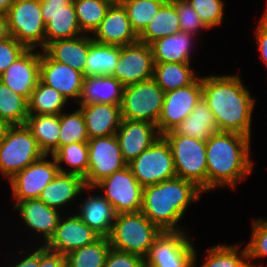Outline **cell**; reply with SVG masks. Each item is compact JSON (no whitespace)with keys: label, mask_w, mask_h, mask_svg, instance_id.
Listing matches in <instances>:
<instances>
[{"label":"cell","mask_w":267,"mask_h":267,"mask_svg":"<svg viewBox=\"0 0 267 267\" xmlns=\"http://www.w3.org/2000/svg\"><path fill=\"white\" fill-rule=\"evenodd\" d=\"M208 29L223 22L224 2L222 0H187Z\"/></svg>","instance_id":"42"},{"label":"cell","mask_w":267,"mask_h":267,"mask_svg":"<svg viewBox=\"0 0 267 267\" xmlns=\"http://www.w3.org/2000/svg\"><path fill=\"white\" fill-rule=\"evenodd\" d=\"M251 239L246 245L249 260L267 257V220H253Z\"/></svg>","instance_id":"43"},{"label":"cell","mask_w":267,"mask_h":267,"mask_svg":"<svg viewBox=\"0 0 267 267\" xmlns=\"http://www.w3.org/2000/svg\"><path fill=\"white\" fill-rule=\"evenodd\" d=\"M15 0H0V12L5 13Z\"/></svg>","instance_id":"53"},{"label":"cell","mask_w":267,"mask_h":267,"mask_svg":"<svg viewBox=\"0 0 267 267\" xmlns=\"http://www.w3.org/2000/svg\"><path fill=\"white\" fill-rule=\"evenodd\" d=\"M88 155V173L84 178L87 187H94L102 179L128 166L115 135L89 139Z\"/></svg>","instance_id":"12"},{"label":"cell","mask_w":267,"mask_h":267,"mask_svg":"<svg viewBox=\"0 0 267 267\" xmlns=\"http://www.w3.org/2000/svg\"><path fill=\"white\" fill-rule=\"evenodd\" d=\"M125 8L132 29L139 35L167 0H118Z\"/></svg>","instance_id":"40"},{"label":"cell","mask_w":267,"mask_h":267,"mask_svg":"<svg viewBox=\"0 0 267 267\" xmlns=\"http://www.w3.org/2000/svg\"><path fill=\"white\" fill-rule=\"evenodd\" d=\"M128 166L143 188L177 177L171 147L163 136Z\"/></svg>","instance_id":"9"},{"label":"cell","mask_w":267,"mask_h":267,"mask_svg":"<svg viewBox=\"0 0 267 267\" xmlns=\"http://www.w3.org/2000/svg\"><path fill=\"white\" fill-rule=\"evenodd\" d=\"M13 207L28 228L41 234L44 241L41 245H45L59 223V210L47 206L39 198L16 202Z\"/></svg>","instance_id":"21"},{"label":"cell","mask_w":267,"mask_h":267,"mask_svg":"<svg viewBox=\"0 0 267 267\" xmlns=\"http://www.w3.org/2000/svg\"><path fill=\"white\" fill-rule=\"evenodd\" d=\"M40 150L30 129L24 125H11L0 143V172L11 179L16 173L40 159Z\"/></svg>","instance_id":"6"},{"label":"cell","mask_w":267,"mask_h":267,"mask_svg":"<svg viewBox=\"0 0 267 267\" xmlns=\"http://www.w3.org/2000/svg\"><path fill=\"white\" fill-rule=\"evenodd\" d=\"M93 35V41L100 44L125 46L138 41V35L131 27L127 12L118 0L110 6Z\"/></svg>","instance_id":"20"},{"label":"cell","mask_w":267,"mask_h":267,"mask_svg":"<svg viewBox=\"0 0 267 267\" xmlns=\"http://www.w3.org/2000/svg\"><path fill=\"white\" fill-rule=\"evenodd\" d=\"M9 32L28 49L45 47V27L40 0H15L5 12Z\"/></svg>","instance_id":"7"},{"label":"cell","mask_w":267,"mask_h":267,"mask_svg":"<svg viewBox=\"0 0 267 267\" xmlns=\"http://www.w3.org/2000/svg\"><path fill=\"white\" fill-rule=\"evenodd\" d=\"M144 259L136 254L110 248L104 267H144Z\"/></svg>","instance_id":"46"},{"label":"cell","mask_w":267,"mask_h":267,"mask_svg":"<svg viewBox=\"0 0 267 267\" xmlns=\"http://www.w3.org/2000/svg\"><path fill=\"white\" fill-rule=\"evenodd\" d=\"M59 134V148L72 143H88L87 128L79 108L71 114H60Z\"/></svg>","instance_id":"41"},{"label":"cell","mask_w":267,"mask_h":267,"mask_svg":"<svg viewBox=\"0 0 267 267\" xmlns=\"http://www.w3.org/2000/svg\"><path fill=\"white\" fill-rule=\"evenodd\" d=\"M17 263V264H16ZM12 264V267H39L40 266V247L32 253L22 258L20 261Z\"/></svg>","instance_id":"50"},{"label":"cell","mask_w":267,"mask_h":267,"mask_svg":"<svg viewBox=\"0 0 267 267\" xmlns=\"http://www.w3.org/2000/svg\"><path fill=\"white\" fill-rule=\"evenodd\" d=\"M172 130L178 135L204 141L218 131L213 112L203 98L196 103L190 114Z\"/></svg>","instance_id":"28"},{"label":"cell","mask_w":267,"mask_h":267,"mask_svg":"<svg viewBox=\"0 0 267 267\" xmlns=\"http://www.w3.org/2000/svg\"><path fill=\"white\" fill-rule=\"evenodd\" d=\"M124 86L113 76L84 77L78 104L106 103L121 105Z\"/></svg>","instance_id":"26"},{"label":"cell","mask_w":267,"mask_h":267,"mask_svg":"<svg viewBox=\"0 0 267 267\" xmlns=\"http://www.w3.org/2000/svg\"><path fill=\"white\" fill-rule=\"evenodd\" d=\"M45 27V46L52 41L71 39L83 35L75 12L73 2L65 10L41 12Z\"/></svg>","instance_id":"29"},{"label":"cell","mask_w":267,"mask_h":267,"mask_svg":"<svg viewBox=\"0 0 267 267\" xmlns=\"http://www.w3.org/2000/svg\"><path fill=\"white\" fill-rule=\"evenodd\" d=\"M120 57V46L92 41L85 63L84 77L112 75Z\"/></svg>","instance_id":"33"},{"label":"cell","mask_w":267,"mask_h":267,"mask_svg":"<svg viewBox=\"0 0 267 267\" xmlns=\"http://www.w3.org/2000/svg\"><path fill=\"white\" fill-rule=\"evenodd\" d=\"M28 115V101L0 81V119L10 125H24Z\"/></svg>","instance_id":"39"},{"label":"cell","mask_w":267,"mask_h":267,"mask_svg":"<svg viewBox=\"0 0 267 267\" xmlns=\"http://www.w3.org/2000/svg\"><path fill=\"white\" fill-rule=\"evenodd\" d=\"M201 192L193 182L179 177L149 185L143 188L141 212L162 231H182L178 222Z\"/></svg>","instance_id":"3"},{"label":"cell","mask_w":267,"mask_h":267,"mask_svg":"<svg viewBox=\"0 0 267 267\" xmlns=\"http://www.w3.org/2000/svg\"><path fill=\"white\" fill-rule=\"evenodd\" d=\"M162 136L171 147L177 177L193 182L207 192L206 141L178 135L173 130Z\"/></svg>","instance_id":"5"},{"label":"cell","mask_w":267,"mask_h":267,"mask_svg":"<svg viewBox=\"0 0 267 267\" xmlns=\"http://www.w3.org/2000/svg\"><path fill=\"white\" fill-rule=\"evenodd\" d=\"M162 230L141 211L116 214L108 237L111 248L147 257Z\"/></svg>","instance_id":"4"},{"label":"cell","mask_w":267,"mask_h":267,"mask_svg":"<svg viewBox=\"0 0 267 267\" xmlns=\"http://www.w3.org/2000/svg\"><path fill=\"white\" fill-rule=\"evenodd\" d=\"M79 105L89 139L116 134L122 121L121 105L106 103Z\"/></svg>","instance_id":"22"},{"label":"cell","mask_w":267,"mask_h":267,"mask_svg":"<svg viewBox=\"0 0 267 267\" xmlns=\"http://www.w3.org/2000/svg\"><path fill=\"white\" fill-rule=\"evenodd\" d=\"M110 248L109 239L100 237L92 244L65 255L66 267H104Z\"/></svg>","instance_id":"35"},{"label":"cell","mask_w":267,"mask_h":267,"mask_svg":"<svg viewBox=\"0 0 267 267\" xmlns=\"http://www.w3.org/2000/svg\"><path fill=\"white\" fill-rule=\"evenodd\" d=\"M193 34L178 32L174 35L159 38L150 44L153 52V61L161 63L190 62Z\"/></svg>","instance_id":"27"},{"label":"cell","mask_w":267,"mask_h":267,"mask_svg":"<svg viewBox=\"0 0 267 267\" xmlns=\"http://www.w3.org/2000/svg\"><path fill=\"white\" fill-rule=\"evenodd\" d=\"M116 0H73L82 33H94Z\"/></svg>","instance_id":"36"},{"label":"cell","mask_w":267,"mask_h":267,"mask_svg":"<svg viewBox=\"0 0 267 267\" xmlns=\"http://www.w3.org/2000/svg\"><path fill=\"white\" fill-rule=\"evenodd\" d=\"M167 1L175 2V1H187V0H167Z\"/></svg>","instance_id":"54"},{"label":"cell","mask_w":267,"mask_h":267,"mask_svg":"<svg viewBox=\"0 0 267 267\" xmlns=\"http://www.w3.org/2000/svg\"><path fill=\"white\" fill-rule=\"evenodd\" d=\"M94 188L104 191L102 195L111 203L116 214L141 211L143 187L129 166L102 179Z\"/></svg>","instance_id":"11"},{"label":"cell","mask_w":267,"mask_h":267,"mask_svg":"<svg viewBox=\"0 0 267 267\" xmlns=\"http://www.w3.org/2000/svg\"><path fill=\"white\" fill-rule=\"evenodd\" d=\"M39 267H66V257L60 253L52 252L44 245H41Z\"/></svg>","instance_id":"47"},{"label":"cell","mask_w":267,"mask_h":267,"mask_svg":"<svg viewBox=\"0 0 267 267\" xmlns=\"http://www.w3.org/2000/svg\"><path fill=\"white\" fill-rule=\"evenodd\" d=\"M52 156L60 172L75 174L83 179L86 177L89 167L88 143H72L62 146ZM63 162L71 169L67 171L62 168L60 165Z\"/></svg>","instance_id":"37"},{"label":"cell","mask_w":267,"mask_h":267,"mask_svg":"<svg viewBox=\"0 0 267 267\" xmlns=\"http://www.w3.org/2000/svg\"><path fill=\"white\" fill-rule=\"evenodd\" d=\"M8 22L5 13L0 12V42L10 38Z\"/></svg>","instance_id":"51"},{"label":"cell","mask_w":267,"mask_h":267,"mask_svg":"<svg viewBox=\"0 0 267 267\" xmlns=\"http://www.w3.org/2000/svg\"><path fill=\"white\" fill-rule=\"evenodd\" d=\"M100 236L95 233L77 214L59 220L50 240L44 245L52 252L67 255L68 253L90 245Z\"/></svg>","instance_id":"16"},{"label":"cell","mask_w":267,"mask_h":267,"mask_svg":"<svg viewBox=\"0 0 267 267\" xmlns=\"http://www.w3.org/2000/svg\"><path fill=\"white\" fill-rule=\"evenodd\" d=\"M28 49L1 75L0 81L27 101L40 80V52Z\"/></svg>","instance_id":"18"},{"label":"cell","mask_w":267,"mask_h":267,"mask_svg":"<svg viewBox=\"0 0 267 267\" xmlns=\"http://www.w3.org/2000/svg\"><path fill=\"white\" fill-rule=\"evenodd\" d=\"M79 218L100 237L108 238L115 221L116 212L101 194L90 195L80 204Z\"/></svg>","instance_id":"25"},{"label":"cell","mask_w":267,"mask_h":267,"mask_svg":"<svg viewBox=\"0 0 267 267\" xmlns=\"http://www.w3.org/2000/svg\"><path fill=\"white\" fill-rule=\"evenodd\" d=\"M11 125L4 119H0V143L4 140L7 130Z\"/></svg>","instance_id":"52"},{"label":"cell","mask_w":267,"mask_h":267,"mask_svg":"<svg viewBox=\"0 0 267 267\" xmlns=\"http://www.w3.org/2000/svg\"><path fill=\"white\" fill-rule=\"evenodd\" d=\"M115 136L123 158L128 164L162 135L159 133L157 125L150 122L122 119Z\"/></svg>","instance_id":"17"},{"label":"cell","mask_w":267,"mask_h":267,"mask_svg":"<svg viewBox=\"0 0 267 267\" xmlns=\"http://www.w3.org/2000/svg\"><path fill=\"white\" fill-rule=\"evenodd\" d=\"M68 100L56 89L39 80L28 100V113L31 115H60Z\"/></svg>","instance_id":"34"},{"label":"cell","mask_w":267,"mask_h":267,"mask_svg":"<svg viewBox=\"0 0 267 267\" xmlns=\"http://www.w3.org/2000/svg\"><path fill=\"white\" fill-rule=\"evenodd\" d=\"M25 125L44 155H53L59 149L60 115L29 114Z\"/></svg>","instance_id":"30"},{"label":"cell","mask_w":267,"mask_h":267,"mask_svg":"<svg viewBox=\"0 0 267 267\" xmlns=\"http://www.w3.org/2000/svg\"><path fill=\"white\" fill-rule=\"evenodd\" d=\"M154 61L151 46L137 41L120 46V57L111 76L124 87L153 79Z\"/></svg>","instance_id":"13"},{"label":"cell","mask_w":267,"mask_h":267,"mask_svg":"<svg viewBox=\"0 0 267 267\" xmlns=\"http://www.w3.org/2000/svg\"><path fill=\"white\" fill-rule=\"evenodd\" d=\"M202 98V77L192 84L165 92L164 104L158 119L157 129L161 135L181 123Z\"/></svg>","instance_id":"15"},{"label":"cell","mask_w":267,"mask_h":267,"mask_svg":"<svg viewBox=\"0 0 267 267\" xmlns=\"http://www.w3.org/2000/svg\"><path fill=\"white\" fill-rule=\"evenodd\" d=\"M165 92L153 79L125 86L122 119L147 121L157 125L164 104Z\"/></svg>","instance_id":"8"},{"label":"cell","mask_w":267,"mask_h":267,"mask_svg":"<svg viewBox=\"0 0 267 267\" xmlns=\"http://www.w3.org/2000/svg\"><path fill=\"white\" fill-rule=\"evenodd\" d=\"M92 41L90 35L83 34L71 39L52 41L42 50L51 60L66 64L84 75L89 45Z\"/></svg>","instance_id":"23"},{"label":"cell","mask_w":267,"mask_h":267,"mask_svg":"<svg viewBox=\"0 0 267 267\" xmlns=\"http://www.w3.org/2000/svg\"><path fill=\"white\" fill-rule=\"evenodd\" d=\"M185 231H162L144 259L146 267H194L196 250Z\"/></svg>","instance_id":"10"},{"label":"cell","mask_w":267,"mask_h":267,"mask_svg":"<svg viewBox=\"0 0 267 267\" xmlns=\"http://www.w3.org/2000/svg\"><path fill=\"white\" fill-rule=\"evenodd\" d=\"M250 140L243 134L226 131H217L206 140L207 191L235 188L252 172Z\"/></svg>","instance_id":"2"},{"label":"cell","mask_w":267,"mask_h":267,"mask_svg":"<svg viewBox=\"0 0 267 267\" xmlns=\"http://www.w3.org/2000/svg\"><path fill=\"white\" fill-rule=\"evenodd\" d=\"M40 80L56 89L67 100L79 101L84 75L82 72L57 61L51 60L44 52H40Z\"/></svg>","instance_id":"19"},{"label":"cell","mask_w":267,"mask_h":267,"mask_svg":"<svg viewBox=\"0 0 267 267\" xmlns=\"http://www.w3.org/2000/svg\"><path fill=\"white\" fill-rule=\"evenodd\" d=\"M241 80L232 74L202 77V98L213 112L218 131L251 138L255 99Z\"/></svg>","instance_id":"1"},{"label":"cell","mask_w":267,"mask_h":267,"mask_svg":"<svg viewBox=\"0 0 267 267\" xmlns=\"http://www.w3.org/2000/svg\"><path fill=\"white\" fill-rule=\"evenodd\" d=\"M190 66V62H154L153 80L164 92L186 87L198 78Z\"/></svg>","instance_id":"31"},{"label":"cell","mask_w":267,"mask_h":267,"mask_svg":"<svg viewBox=\"0 0 267 267\" xmlns=\"http://www.w3.org/2000/svg\"><path fill=\"white\" fill-rule=\"evenodd\" d=\"M181 31L175 4L166 1L150 23L138 35V40L150 45L155 40Z\"/></svg>","instance_id":"32"},{"label":"cell","mask_w":267,"mask_h":267,"mask_svg":"<svg viewBox=\"0 0 267 267\" xmlns=\"http://www.w3.org/2000/svg\"><path fill=\"white\" fill-rule=\"evenodd\" d=\"M255 36L261 59L265 62L264 64L267 65V17L264 14L257 24Z\"/></svg>","instance_id":"48"},{"label":"cell","mask_w":267,"mask_h":267,"mask_svg":"<svg viewBox=\"0 0 267 267\" xmlns=\"http://www.w3.org/2000/svg\"><path fill=\"white\" fill-rule=\"evenodd\" d=\"M73 0H40L41 12H57L65 10V6L70 5Z\"/></svg>","instance_id":"49"},{"label":"cell","mask_w":267,"mask_h":267,"mask_svg":"<svg viewBox=\"0 0 267 267\" xmlns=\"http://www.w3.org/2000/svg\"><path fill=\"white\" fill-rule=\"evenodd\" d=\"M28 48L19 43L14 37L0 42V75L10 67Z\"/></svg>","instance_id":"45"},{"label":"cell","mask_w":267,"mask_h":267,"mask_svg":"<svg viewBox=\"0 0 267 267\" xmlns=\"http://www.w3.org/2000/svg\"><path fill=\"white\" fill-rule=\"evenodd\" d=\"M178 21L182 32L198 35L200 29H208L200 16L187 1H175Z\"/></svg>","instance_id":"44"},{"label":"cell","mask_w":267,"mask_h":267,"mask_svg":"<svg viewBox=\"0 0 267 267\" xmlns=\"http://www.w3.org/2000/svg\"><path fill=\"white\" fill-rule=\"evenodd\" d=\"M47 157L43 155L9 180L16 202L39 198L43 189L60 172L55 158L51 155L52 160L48 161L45 160Z\"/></svg>","instance_id":"14"},{"label":"cell","mask_w":267,"mask_h":267,"mask_svg":"<svg viewBox=\"0 0 267 267\" xmlns=\"http://www.w3.org/2000/svg\"><path fill=\"white\" fill-rule=\"evenodd\" d=\"M92 189L94 187H87L81 176L59 172L43 189L39 199L47 206L59 210L81 194L82 190Z\"/></svg>","instance_id":"24"},{"label":"cell","mask_w":267,"mask_h":267,"mask_svg":"<svg viewBox=\"0 0 267 267\" xmlns=\"http://www.w3.org/2000/svg\"><path fill=\"white\" fill-rule=\"evenodd\" d=\"M241 245L218 244L208 250L206 261L200 267H256L249 260L246 247L239 252Z\"/></svg>","instance_id":"38"}]
</instances>
